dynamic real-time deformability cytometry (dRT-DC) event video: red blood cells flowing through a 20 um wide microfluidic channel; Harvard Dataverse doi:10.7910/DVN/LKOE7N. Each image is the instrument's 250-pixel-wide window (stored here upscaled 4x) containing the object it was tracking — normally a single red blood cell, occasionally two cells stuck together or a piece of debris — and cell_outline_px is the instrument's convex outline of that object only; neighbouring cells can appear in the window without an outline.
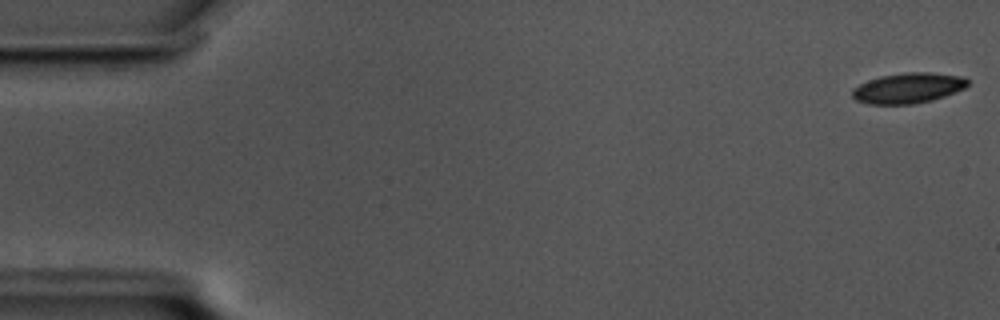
{"species": "common noctule bat (a hibernating species)", "species_latin": "Nyctalus noctula", "temperature_condition": "cold", "stored_images_in_passage": 17, "camera_frame_rate_fps": 3000, "um_per_image_px": 0.085, "animal": {"sex": "male", "body_mass_g": 17.5, "forearm_length_mm": 52.3}, "frame": {"image": 1, "passage_image": 1, "time_ms": 0.0, "image_size_px": [1000, 320], "cell_outline_px": [[968, 84], [964, 88], [944, 96], [932, 100], [912, 104], [868, 104], [856, 100], [852, 96], [852, 88], [868, 80], [880, 76], [908, 72], [932, 72], [964, 76], [968, 80]], "centroid_in_image_um": [77.18, 7.48], "position_along_channel_um": 7.8, "area_um2": 20.46}}
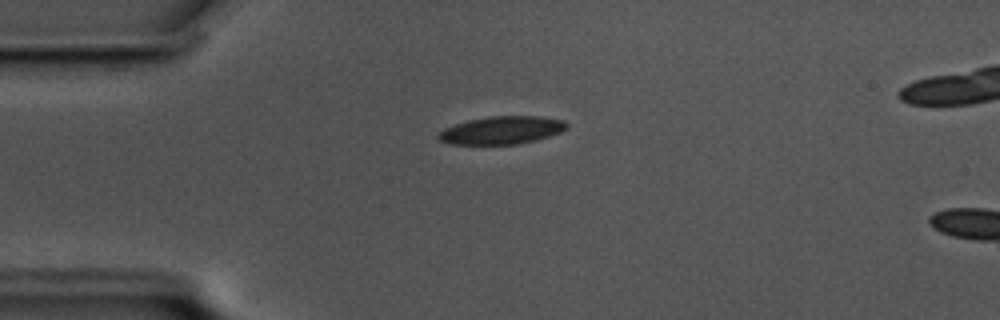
{"frame": {"image": 2, "passage_image": 14, "time_ms": 4.333, "image_size_px": [1000, 320], "cell_outline_px": [[568, 128], [560, 132], [536, 140], [516, 144], [448, 144], [440, 140], [436, 136], [444, 128], [468, 120], [488, 116], [540, 116], [564, 120], [568, 124]], "centroid_in_image_um": [42.65, 11.06], "position_along_channel_um": 42.3, "area_um2": 20.81}}